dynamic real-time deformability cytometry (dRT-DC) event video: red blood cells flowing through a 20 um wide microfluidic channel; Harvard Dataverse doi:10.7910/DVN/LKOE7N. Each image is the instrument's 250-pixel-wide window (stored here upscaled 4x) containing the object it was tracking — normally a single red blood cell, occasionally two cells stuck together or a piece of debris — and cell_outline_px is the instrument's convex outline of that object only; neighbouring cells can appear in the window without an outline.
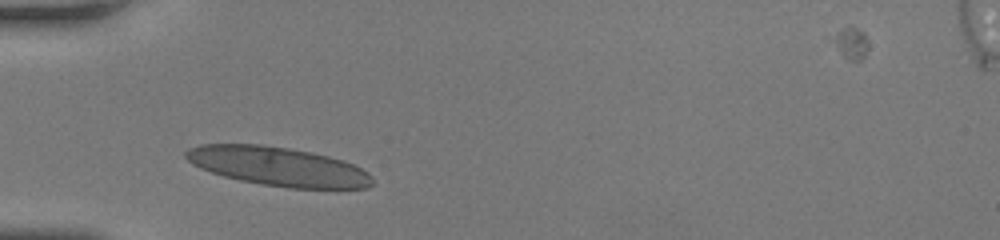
{"species": "human", "species_latin": "Homo sapiens", "temperature_condition": "room temperature", "stored_images_in_passage": 30, "camera_frame_rate_fps": 3000, "um_per_image_px": 0.085, "donor": {"sex": "female"}, "frame": {"image": 1, "passage_image": 5, "time_ms": 1.333, "image_size_px": [1000, 240], "cell_outline_px": [[376, 184], [368, 188], [288, 188], [240, 180], [224, 176], [200, 168], [192, 164], [184, 156], [184, 152], [188, 148], [200, 144], [264, 144], [312, 152], [344, 160], [368, 172], [372, 176]], "centroid_in_image_um": [23.65, 14.14], "position_along_channel_um": 61.3, "area_um2": 42.48}}
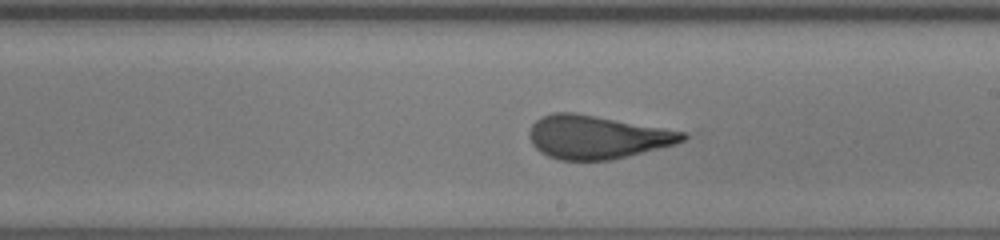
{"frame": {"image": 2, "passage_image": 18, "time_ms": 5.667, "image_size_px": [1000, 240], "cell_outline_px": [[688, 136], [684, 140], [676, 144], [612, 160], [560, 160], [548, 156], [540, 152], [532, 144], [528, 136], [528, 132], [532, 124], [540, 116], [552, 112], [576, 112], [664, 128], [684, 132]], "centroid_in_image_um": [50.7, 11.64], "position_along_channel_um": 238.3, "area_um2": 38.9}}
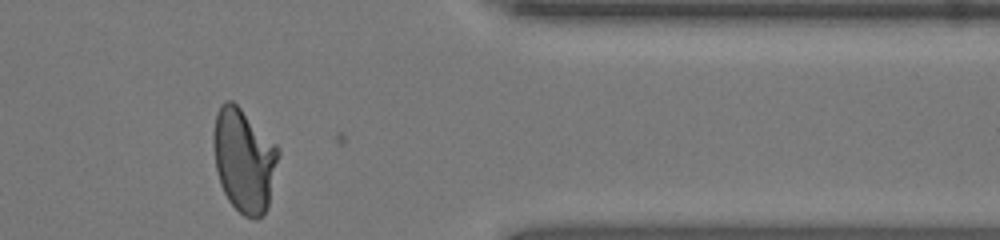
{"frame": {"image": 3, "passage_image": 30, "time_ms": 9.667, "image_size_px": [1000, 240], "cell_outline_px": [[280, 152], [268, 208], [256, 220], [244, 216], [228, 200], [220, 184], [216, 172], [212, 144], [212, 132], [216, 112], [220, 104], [224, 100], [232, 100], [280, 148]], "centroid_in_image_um": [20.72, 13.6], "position_along_channel_um": 390.7, "area_um2": 39.54}, "authors_computed_cell_mechanics": {"area_um2": 39.5352, "velocity_mm_per_s": 4.2292, "shape_relaxation_time_tau1_ms": null, "shape_relaxation_time_tau2_ms": 0.6484, "deformation_change_tau1": null, "deformation_change_tau2": 0.089}}